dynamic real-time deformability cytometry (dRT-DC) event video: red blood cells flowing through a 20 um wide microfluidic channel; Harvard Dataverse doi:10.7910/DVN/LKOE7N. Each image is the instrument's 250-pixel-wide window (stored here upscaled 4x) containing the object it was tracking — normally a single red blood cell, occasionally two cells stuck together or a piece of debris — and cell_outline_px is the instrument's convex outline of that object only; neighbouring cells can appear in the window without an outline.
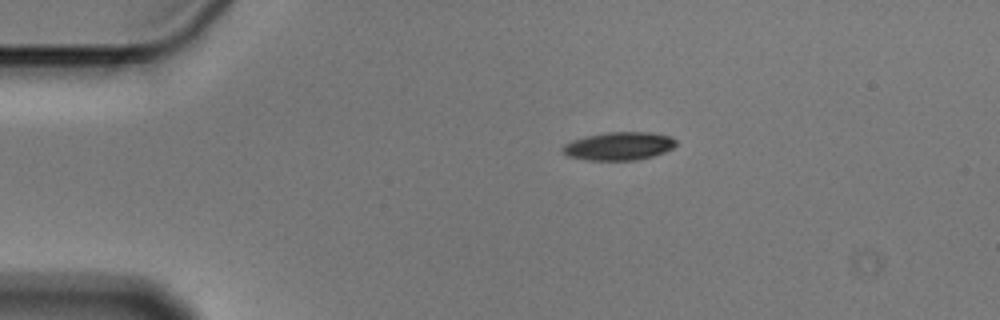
{"species": "Egyptian fruit bat (a non-hibernating species)", "species_latin": "Rousettus aegyptiacus", "temperature_condition": "cold", "stored_images_in_passage": 8, "camera_frame_rate_fps": 3000, "um_per_image_px": 0.085, "animal": {"sex": "male"}, "frame": {"image": 1, "passage_image": 1, "time_ms": 0.0, "image_size_px": [1000, 320], "cell_outline_px": [[676, 144], [672, 148], [664, 152], [652, 156], [636, 160], [584, 160], [568, 156], [560, 148], [564, 144], [572, 140], [604, 132], [652, 132], [672, 136], [676, 140]], "centroid_in_image_um": [52.61, 12.41], "position_along_channel_um": 32.4, "area_um2": 18.67}}
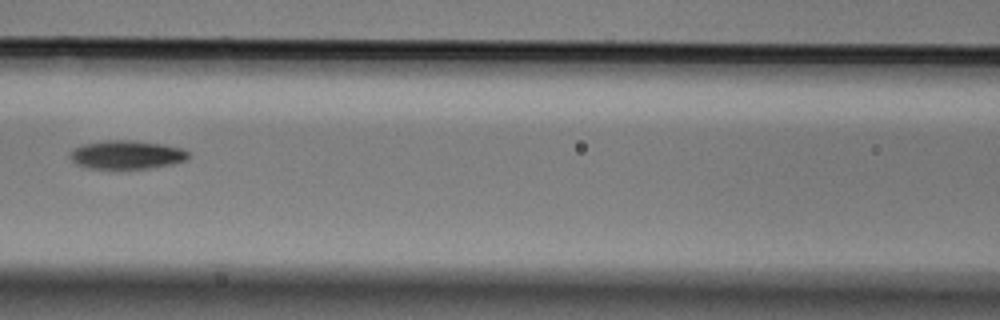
{"frame": {"image": 2, "passage_image": 5, "time_ms": 1.333, "image_size_px": [1000, 320], "cell_outline_px": [[188, 156], [184, 160], [172, 164], [152, 168], [116, 172], [88, 168], [76, 164], [68, 156], [68, 152], [72, 148], [84, 144], [108, 140], [132, 140], [160, 144], [180, 148], [188, 152]], "centroid_in_image_um": [10.67, 13.21], "position_along_channel_um": 155.9, "area_um2": 20.46}}
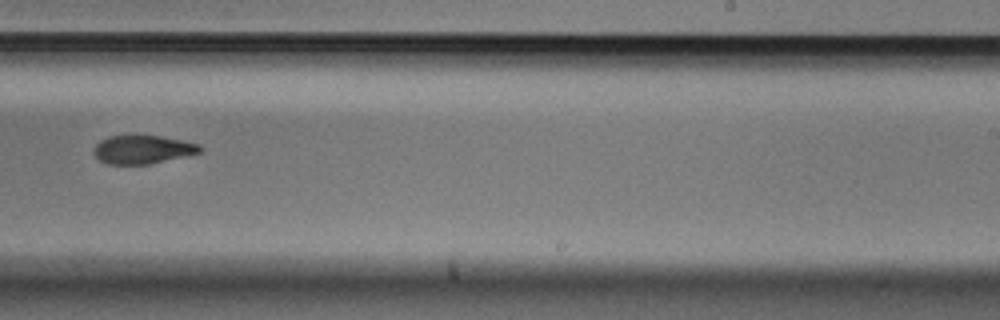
{"frame": {"image": 3, "passage_image": 8, "time_ms": 2.333, "image_size_px": [1000, 320], "cell_outline_px": [[204, 148], [200, 152], [148, 164], [108, 164], [100, 160], [92, 152], [96, 144], [100, 140], [108, 136], [160, 136], [200, 144]], "centroid_in_image_um": [12.1, 12.7], "position_along_channel_um": 276.9, "area_um2": 17.34}}